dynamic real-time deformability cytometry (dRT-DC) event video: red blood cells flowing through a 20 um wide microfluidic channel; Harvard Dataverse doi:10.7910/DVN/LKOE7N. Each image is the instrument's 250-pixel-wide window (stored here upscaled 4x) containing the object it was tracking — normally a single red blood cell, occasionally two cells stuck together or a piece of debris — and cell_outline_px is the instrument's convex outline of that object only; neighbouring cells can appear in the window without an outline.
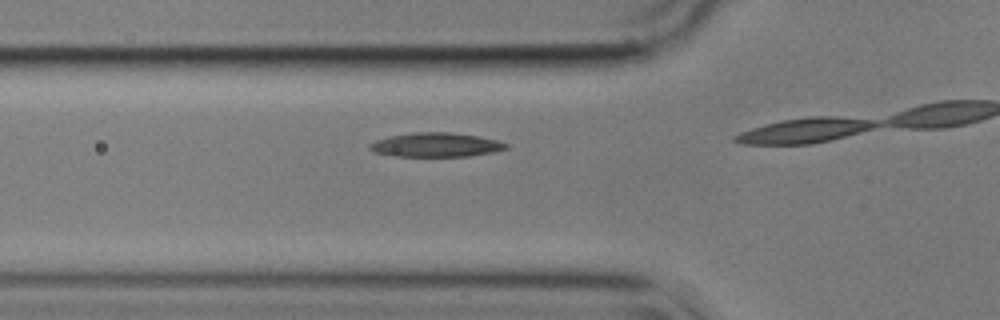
{"species": "common noctule bat (a hibernating species)", "species_latin": "Nyctalus noctula", "temperature_condition": "cold", "stored_images_in_passage": 14, "camera_frame_rate_fps": 3000, "um_per_image_px": 0.085, "animal": {"sex": "male", "body_mass_g": 17.9}, "frame": {"image": 1, "passage_image": 10, "time_ms": 3.0, "image_size_px": [1000, 320], "cell_outline_px": [[508, 148], [496, 152], [468, 156], [392, 156], [372, 152], [368, 148], [368, 144], [376, 140], [392, 136], [416, 132], [448, 132], [480, 136], [496, 140], [508, 144]], "centroid_in_image_um": [37.05, 12.32], "position_along_channel_um": 88.7, "area_um2": 19.25}}